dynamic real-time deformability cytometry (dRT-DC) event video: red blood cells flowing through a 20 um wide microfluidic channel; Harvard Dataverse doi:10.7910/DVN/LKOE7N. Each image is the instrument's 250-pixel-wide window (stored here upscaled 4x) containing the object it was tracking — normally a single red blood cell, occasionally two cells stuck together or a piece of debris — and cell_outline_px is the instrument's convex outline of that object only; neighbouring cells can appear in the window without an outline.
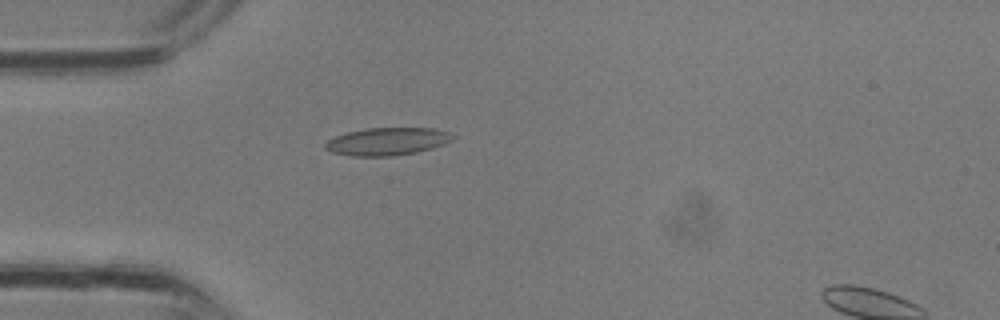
{"species": "common noctule bat (a hibernating species)", "species_latin": "Nyctalus noctula", "temperature_condition": "room temperature", "stored_images_in_passage": 32, "camera_frame_rate_fps": 3000, "um_per_image_px": 0.085, "animal": {"sex": "male", "body_mass_g": 13.3}, "frame": {"image": 1, "passage_image": 9, "time_ms": 2.667, "image_size_px": [1000, 320], "cell_outline_px": [[456, 136], [452, 140], [444, 144], [432, 148], [416, 152], [392, 156], [348, 156], [332, 152], [324, 148], [324, 144], [328, 140], [336, 136], [348, 132], [364, 128], [436, 128], [452, 132]], "centroid_in_image_um": [32.95, 12.02], "position_along_channel_um": 52.1, "area_um2": 20.75}}
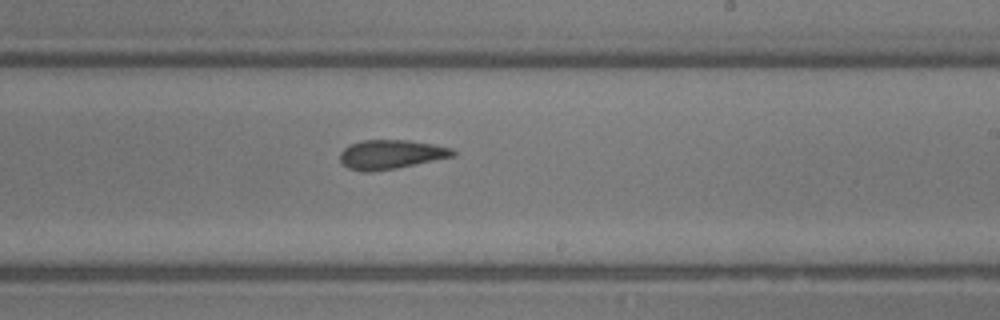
{"frame": {"image": 2, "passage_image": 19, "time_ms": 6.0, "image_size_px": [1000, 320], "cell_outline_px": [[456, 156], [396, 168], [372, 172], [364, 172], [348, 168], [340, 160], [340, 152], [344, 148], [352, 144], [364, 140], [408, 140], [432, 144], [452, 148], [456, 152]], "centroid_in_image_um": [33.25, 13.13], "position_along_channel_um": 255.8, "area_um2": 19.13}}
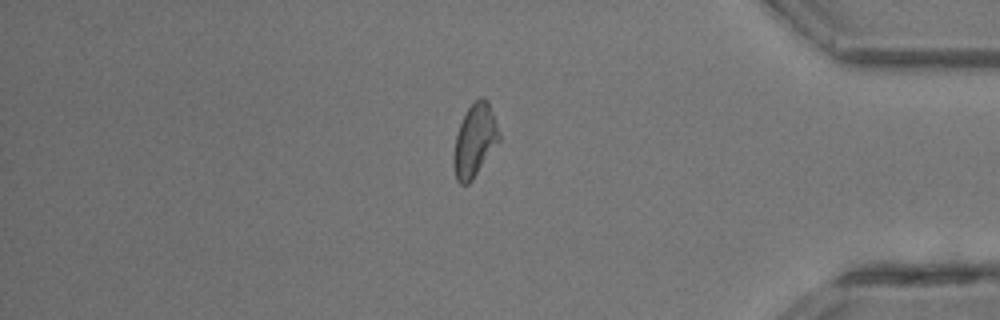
{"frame": {"image": 3, "passage_image": 27, "time_ms": 8.667, "image_size_px": [1000, 320], "cell_outline_px": [[500, 140], [472, 180], [468, 184], [460, 184], [456, 180], [452, 160], [452, 156], [456, 136], [460, 124], [472, 100], [484, 96], [488, 100], [500, 132]], "centroid_in_image_um": [40.35, 11.92], "position_along_channel_um": 394.9, "area_um2": 19.36}}